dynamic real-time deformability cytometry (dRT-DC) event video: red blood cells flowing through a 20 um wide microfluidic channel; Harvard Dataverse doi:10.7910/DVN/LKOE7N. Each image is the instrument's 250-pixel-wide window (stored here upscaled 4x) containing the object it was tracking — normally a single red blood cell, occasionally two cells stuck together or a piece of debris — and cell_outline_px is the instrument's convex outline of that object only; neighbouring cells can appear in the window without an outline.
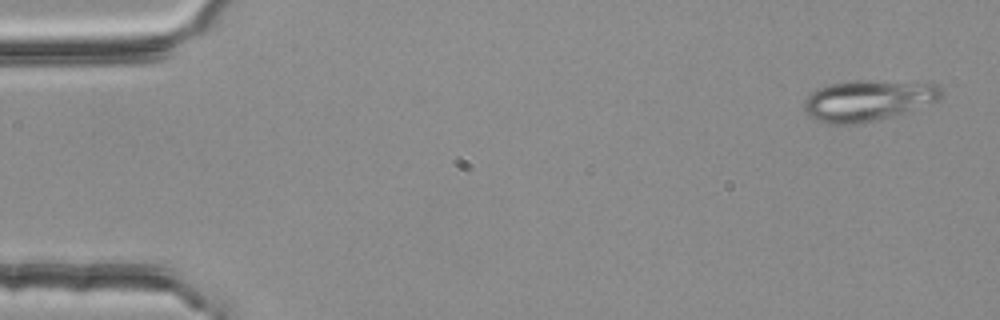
{"species": "common noctule bat (a hibernating species)", "species_latin": "Nyctalus noctula", "temperature_condition": "room temperature", "stored_images_in_passage": 4, "camera_frame_rate_fps": 3000, "um_per_image_px": 0.085, "animal": {"sex": "female", "body_mass_g": 25.1}, "frame": {"image": 1, "passage_image": 1, "time_ms": 0.0, "image_size_px": [1000, 320], "cell_outline_px": [[944, 96], [940, 100], [904, 112], [856, 124], [828, 124], [808, 116], [804, 112], [804, 100], [812, 92], [828, 84], [856, 80], [872, 80], [940, 84], [944, 92]], "centroid_in_image_um": [73.79, 8.52], "position_along_channel_um": 11.2, "area_um2": 32.66}}